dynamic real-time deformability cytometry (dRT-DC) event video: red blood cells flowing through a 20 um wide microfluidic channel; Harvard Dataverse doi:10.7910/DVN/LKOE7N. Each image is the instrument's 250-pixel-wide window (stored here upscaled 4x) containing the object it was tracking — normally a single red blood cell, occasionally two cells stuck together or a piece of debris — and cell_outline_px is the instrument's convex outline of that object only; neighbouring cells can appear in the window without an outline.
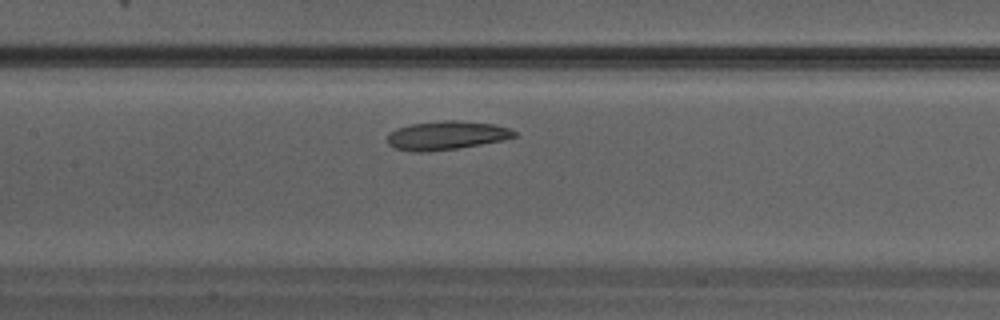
{"species": "Egyptian fruit bat (a non-hibernating species)", "species_latin": "Rousettus aegyptiacus", "temperature_condition": "warm", "stored_images_in_passage": 22, "camera_frame_rate_fps": 3000, "um_per_image_px": 0.085, "animal": {"sex": "male"}, "frame": {"image": 1, "passage_image": 7, "time_ms": 2.0, "image_size_px": [1000, 320], "cell_outline_px": [[520, 136], [504, 140], [456, 148], [428, 152], [412, 152], [392, 148], [388, 144], [388, 132], [396, 128], [412, 124], [444, 120], [456, 120], [492, 124], [508, 128], [516, 132]], "centroid_in_image_um": [37.92, 11.52], "position_along_channel_um": 169.5, "area_um2": 21.33}}
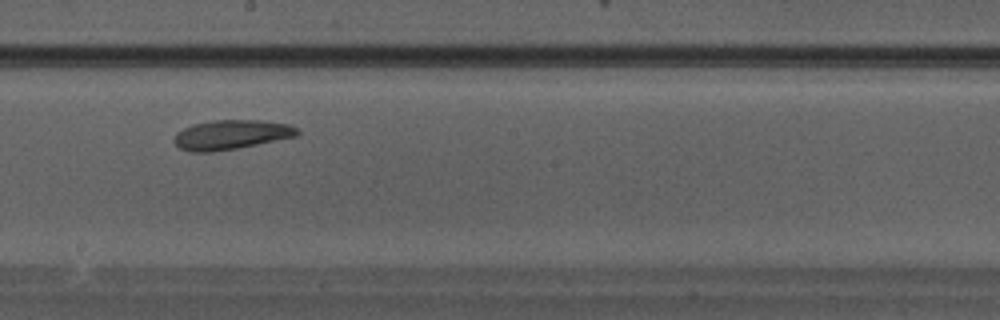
{"frame": {"image": 2, "passage_image": 10, "time_ms": 3.0, "image_size_px": [1000, 320], "cell_outline_px": [[300, 132], [296, 136], [236, 148], [212, 152], [192, 152], [180, 148], [172, 140], [176, 132], [192, 124], [212, 120], [260, 120], [288, 124], [296, 128]], "centroid_in_image_um": [19.6, 11.44], "position_along_channel_um": 228.6, "area_um2": 21.04}}
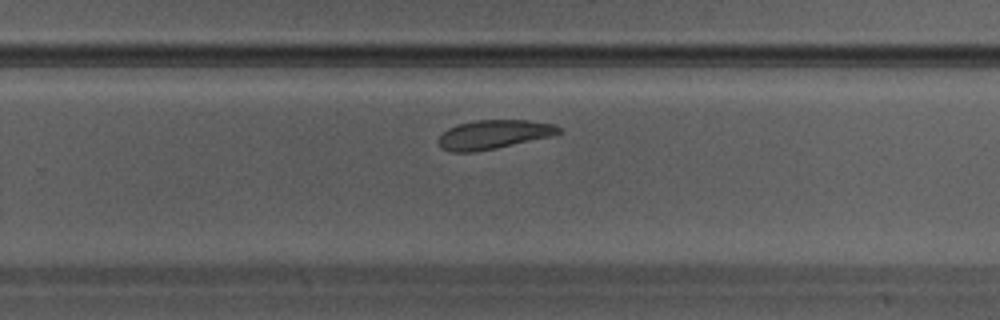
{"frame": {"image": 3, "passage_image": 13, "time_ms": 4.0, "image_size_px": [1000, 320], "cell_outline_px": [[564, 132], [552, 136], [496, 148], [472, 152], [452, 152], [444, 148], [436, 140], [448, 128], [456, 124], [476, 120], [528, 120], [552, 124], [560, 128]], "centroid_in_image_um": [41.97, 11.42], "position_along_channel_um": 287.8, "area_um2": 20.23}}